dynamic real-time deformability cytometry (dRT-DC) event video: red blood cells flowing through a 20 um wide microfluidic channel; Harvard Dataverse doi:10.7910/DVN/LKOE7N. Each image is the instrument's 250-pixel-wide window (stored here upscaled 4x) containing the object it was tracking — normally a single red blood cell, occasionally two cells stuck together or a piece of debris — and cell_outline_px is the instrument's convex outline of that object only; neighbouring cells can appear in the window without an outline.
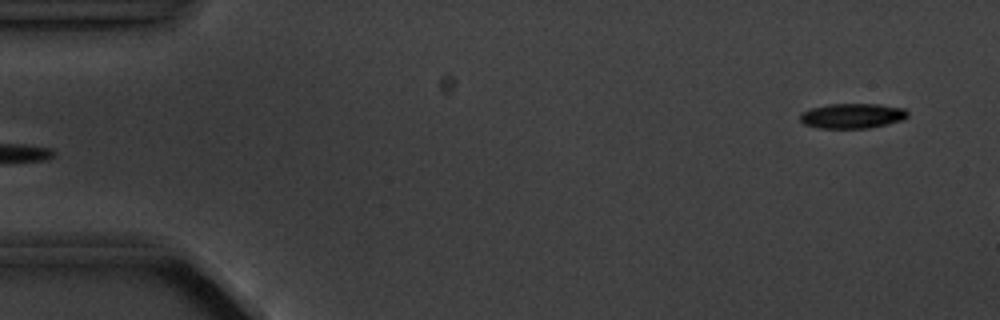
{"species": "common noctule bat (a hibernating species)", "species_latin": "Nyctalus noctula", "temperature_condition": "cold", "stored_images_in_passage": 5, "segment_of_instrument_passage": [2, 2], "camera_frame_rate_fps": 3000, "um_per_image_px": 0.085, "animal": {"sex": "male", "body_mass_g": 20.1, "forearm_length_mm": 53.5}, "frame": {"image": 1, "passage_image": 5, "time_ms": 4.667, "image_size_px": [1000, 320], "cell_outline_px": [[908, 116], [904, 120], [868, 128], [820, 128], [804, 124], [800, 120], [800, 112], [812, 108], [828, 104], [880, 104], [904, 108], [908, 112]], "centroid_in_image_um": [72.45, 9.84], "position_along_channel_um": 12.5, "area_um2": 15.72}}